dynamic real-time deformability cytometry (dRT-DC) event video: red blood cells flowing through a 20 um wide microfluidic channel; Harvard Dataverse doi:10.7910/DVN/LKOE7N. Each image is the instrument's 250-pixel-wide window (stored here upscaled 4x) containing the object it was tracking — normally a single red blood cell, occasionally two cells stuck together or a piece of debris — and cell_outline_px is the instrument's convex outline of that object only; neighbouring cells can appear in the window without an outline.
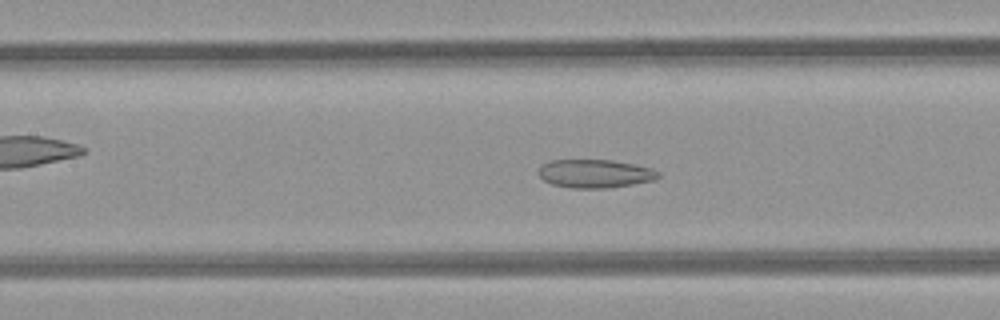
{"species": "common noctule bat (a hibernating species)", "species_latin": "Nyctalus noctula", "temperature_condition": "room temperature", "stored_images_in_passage": 44, "camera_frame_rate_fps": 3000, "um_per_image_px": 0.085, "animal": {"sex": "female", "body_mass_g": 21.9}, "frame": {"image": 1, "passage_image": 16, "time_ms": 5.0, "image_size_px": [1000, 320], "cell_outline_px": [[660, 176], [656, 180], [608, 188], [572, 188], [552, 184], [544, 180], [536, 172], [540, 164], [552, 160], [612, 160], [636, 164], [652, 168], [660, 172]], "centroid_in_image_um": [50.58, 14.75], "position_along_channel_um": 156.8, "area_um2": 20.06}}
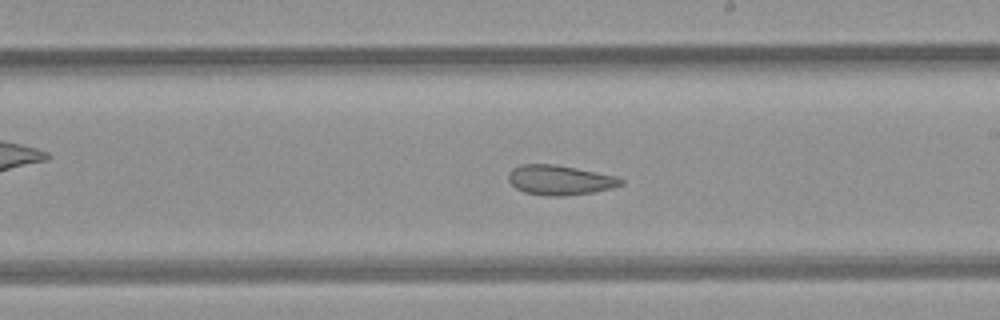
{"frame": {"image": 2, "passage_image": 22, "time_ms": 7.0, "image_size_px": [1000, 320], "cell_outline_px": [[624, 184], [612, 188], [592, 192], [564, 196], [544, 196], [524, 192], [516, 188], [508, 180], [508, 172], [512, 168], [520, 164], [556, 164], [616, 176], [624, 180]], "centroid_in_image_um": [47.56, 15.3], "position_along_channel_um": 241.4, "area_um2": 19.65}}
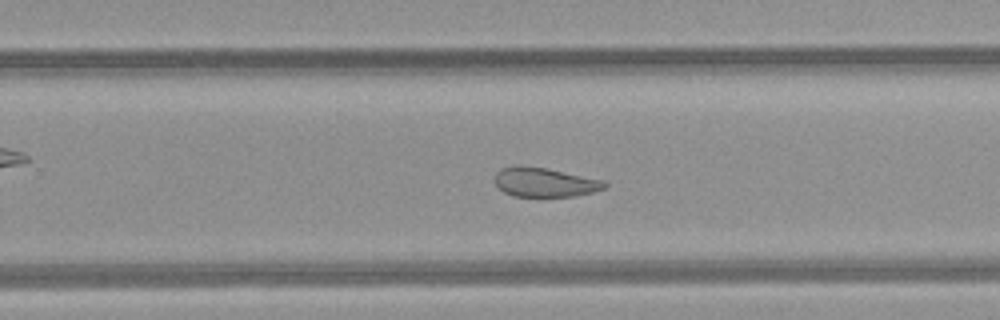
{"frame": {"image": 3, "passage_image": 25, "time_ms": 8.0, "image_size_px": [1000, 320], "cell_outline_px": [[608, 184], [604, 188], [592, 192], [576, 196], [512, 196], [504, 192], [496, 184], [496, 172], [500, 168], [516, 164], [520, 164], [548, 168], [604, 180]], "centroid_in_image_um": [46.29, 15.47], "position_along_channel_um": 283.5, "area_um2": 18.9}, "authors_computed_cell_mechanics": {"area_um2": 23.3512, "velocity_mm_per_s": 4.2434, "shape_relaxation_time_tau1_ms": null, "shape_relaxation_time_tau2_ms": 2.1227, "deformation_change_tau1": null, "deformation_change_tau2": 0.0813}}